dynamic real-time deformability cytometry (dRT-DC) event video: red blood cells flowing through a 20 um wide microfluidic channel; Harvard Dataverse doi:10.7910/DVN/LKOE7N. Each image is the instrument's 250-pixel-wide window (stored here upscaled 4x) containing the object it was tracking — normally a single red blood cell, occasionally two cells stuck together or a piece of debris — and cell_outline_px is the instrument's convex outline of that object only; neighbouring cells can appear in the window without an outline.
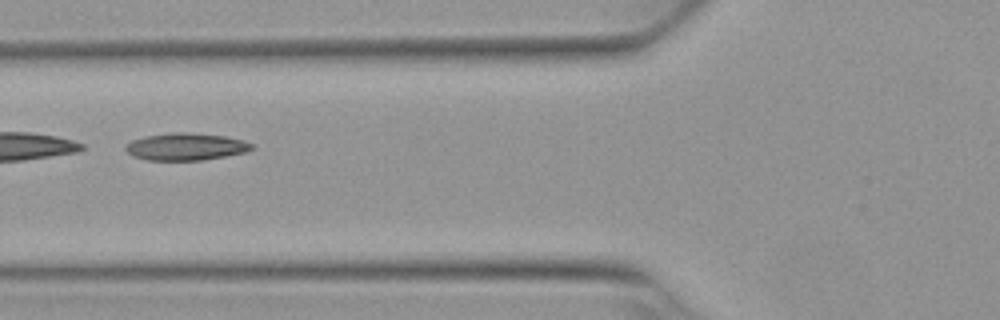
{"species": "Egyptian fruit bat (a non-hibernating species)", "species_latin": "Rousettus aegyptiacus", "temperature_condition": "warm", "stored_images_in_passage": 44, "segment_of_instrument_passage": [2, 2], "camera_frame_rate_fps": 3000, "um_per_image_px": 0.085, "animal": {"sex": "female"}, "frame": {"image": 1, "passage_image": 14, "time_ms": 4.333, "image_size_px": [1000, 320], "cell_outline_px": [[256, 148], [244, 152], [204, 160], [148, 160], [132, 156], [124, 148], [124, 144], [132, 140], [148, 136], [172, 132], [188, 132], [224, 136], [244, 140], [256, 144]], "centroid_in_image_um": [15.82, 12.46], "position_along_channel_um": 110.0, "area_um2": 20.11}}
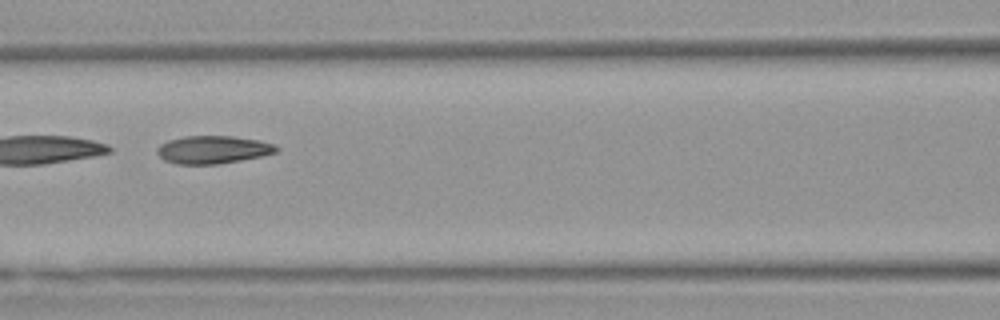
{"frame": {"image": 2, "passage_image": 17, "time_ms": 5.333, "image_size_px": [1000, 320], "cell_outline_px": [[280, 148], [276, 152], [264, 156], [220, 164], [176, 164], [164, 160], [156, 152], [156, 148], [160, 144], [168, 140], [184, 136], [232, 136], [260, 140], [276, 144]], "centroid_in_image_um": [18.13, 12.72], "position_along_channel_um": 148.5, "area_um2": 19.65}}
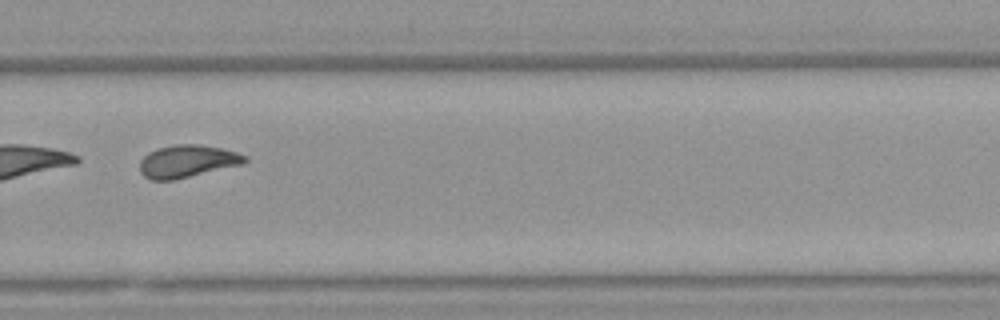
{"frame": {"image": 3, "passage_image": 30, "time_ms": 9.667, "image_size_px": [1000, 320], "cell_outline_px": [[248, 160], [244, 164], [172, 180], [152, 180], [144, 176], [140, 172], [140, 160], [148, 152], [156, 148], [176, 144], [196, 144], [220, 148], [236, 152], [248, 156]], "centroid_in_image_um": [15.92, 13.7], "position_along_channel_um": 313.9, "area_um2": 19.88}}